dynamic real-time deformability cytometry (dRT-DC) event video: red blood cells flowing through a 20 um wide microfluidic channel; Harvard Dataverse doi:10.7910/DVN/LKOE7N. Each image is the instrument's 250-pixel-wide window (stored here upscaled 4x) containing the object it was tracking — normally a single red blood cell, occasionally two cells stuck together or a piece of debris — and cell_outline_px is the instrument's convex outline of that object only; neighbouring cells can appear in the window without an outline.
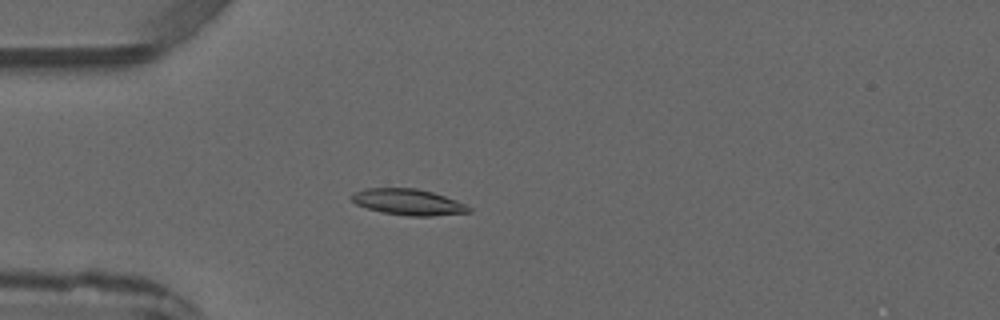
{"species": "common noctule bat (a hibernating species)", "species_latin": "Nyctalus noctula", "temperature_condition": "warm", "stored_images_in_passage": 4, "camera_frame_rate_fps": 3000, "um_per_image_px": 0.085, "animal": {"sex": "male", "forearm_length_mm": 52.5}, "frame": {"image": 1, "passage_image": 4, "time_ms": 3.333, "image_size_px": [1000, 320], "cell_outline_px": [[472, 212], [432, 216], [408, 216], [384, 212], [368, 208], [356, 204], [352, 200], [352, 196], [356, 192], [364, 188], [416, 188], [432, 192], [456, 200], [472, 208]], "centroid_in_image_um": [34.74, 17.17], "position_along_channel_um": 50.3, "area_um2": 17.63}}